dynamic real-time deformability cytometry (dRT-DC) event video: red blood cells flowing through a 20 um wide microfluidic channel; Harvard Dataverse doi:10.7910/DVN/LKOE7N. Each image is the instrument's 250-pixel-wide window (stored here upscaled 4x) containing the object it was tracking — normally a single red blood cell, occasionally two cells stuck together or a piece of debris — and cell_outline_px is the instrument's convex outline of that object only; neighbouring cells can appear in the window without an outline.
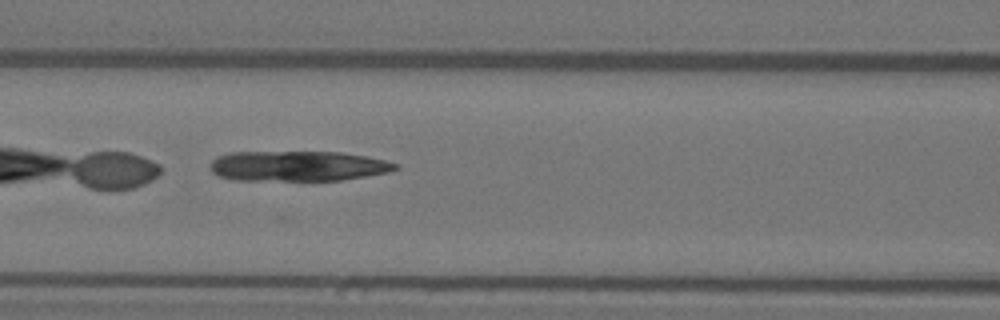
{"species": "Egyptian fruit bat (a non-hibernating species)", "species_latin": "Rousettus aegyptiacus", "temperature_condition": "warm", "stored_images_in_passage": 28, "camera_frame_rate_fps": 3000, "um_per_image_px": 0.085, "animal": {"sex": "female"}, "frame": {"image": 1, "passage_image": 7, "time_ms": 2.0, "image_size_px": [1000, 320], "cell_outline_px": [[400, 168], [388, 172], [340, 180], [232, 180], [220, 176], [212, 172], [208, 164], [216, 156], [232, 152], [340, 152], [368, 156], [400, 164]], "centroid_in_image_um": [25.3, 14.11], "position_along_channel_um": 141.3, "area_um2": 32.77}}
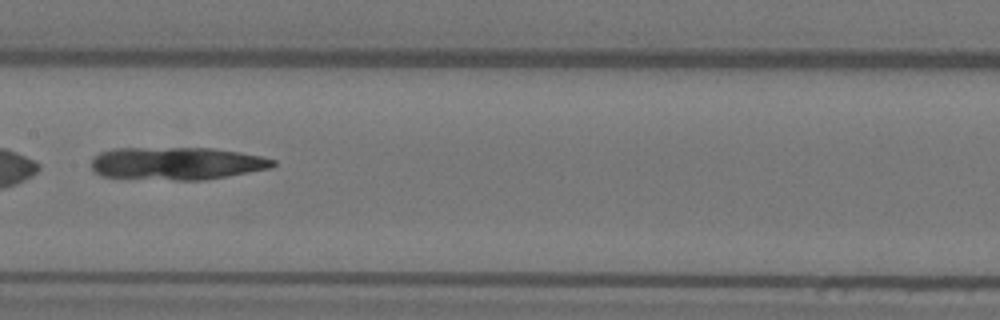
{"frame": {"image": 2, "passage_image": 11, "time_ms": 3.333, "image_size_px": [1000, 320], "cell_outline_px": [[276, 164], [272, 168], [228, 176], [204, 180], [176, 180], [100, 176], [92, 168], [92, 156], [100, 152], [112, 148], [212, 148], [240, 152], [260, 156], [276, 160]], "centroid_in_image_um": [15.03, 13.88], "position_along_channel_um": 192.4, "area_um2": 34.74}}